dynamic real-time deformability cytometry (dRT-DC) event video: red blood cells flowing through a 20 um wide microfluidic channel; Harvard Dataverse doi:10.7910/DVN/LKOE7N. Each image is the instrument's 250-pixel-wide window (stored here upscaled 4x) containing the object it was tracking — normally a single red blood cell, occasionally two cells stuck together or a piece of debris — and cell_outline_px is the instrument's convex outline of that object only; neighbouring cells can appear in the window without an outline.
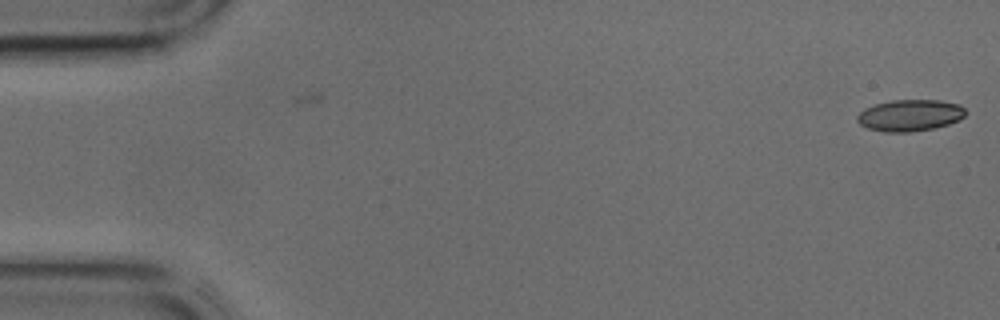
{"species": "common noctule bat (a hibernating species)", "species_latin": "Nyctalus noctula", "temperature_condition": "cold", "stored_images_in_passage": 4, "camera_frame_rate_fps": 3000, "um_per_image_px": 0.085, "animal": {"sex": "male", "body_mass_g": 17.9, "forearm_length_mm": 54.2}, "frame": {"image": 1, "passage_image": 4, "time_ms": 1.0, "image_size_px": [1000, 320], "cell_outline_px": [[968, 112], [960, 120], [948, 124], [932, 128], [908, 132], [884, 132], [868, 128], [860, 124], [856, 120], [856, 116], [864, 108], [876, 104], [892, 100], [940, 100], [960, 104]], "centroid_in_image_um": [77.36, 9.8], "position_along_channel_um": 7.6, "area_um2": 20.0}}